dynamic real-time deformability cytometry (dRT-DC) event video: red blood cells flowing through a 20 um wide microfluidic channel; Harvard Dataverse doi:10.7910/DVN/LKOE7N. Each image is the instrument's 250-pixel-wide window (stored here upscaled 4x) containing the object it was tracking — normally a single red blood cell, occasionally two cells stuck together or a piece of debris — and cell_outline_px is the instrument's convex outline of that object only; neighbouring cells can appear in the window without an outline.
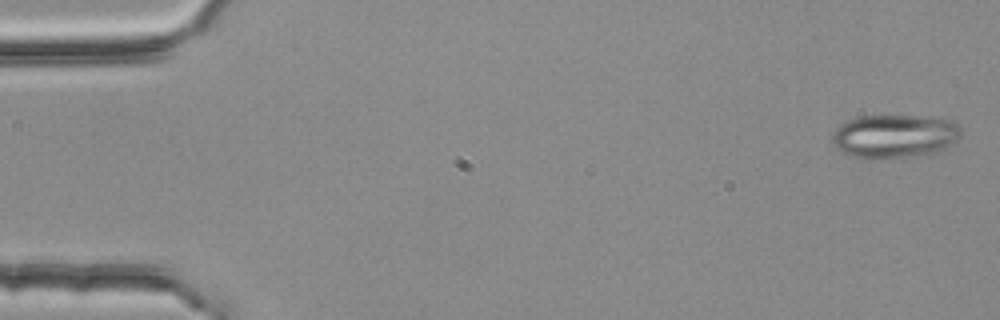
{"species": "common noctule bat (a hibernating species)", "species_latin": "Nyctalus noctula", "temperature_condition": "room temperature", "stored_images_in_passage": 3, "camera_frame_rate_fps": 3000, "um_per_image_px": 0.085, "animal": {"sex": "female", "body_mass_g": 25.1}, "frame": {"image": 1, "passage_image": 1, "time_ms": 0.0, "image_size_px": [1000, 320], "cell_outline_px": [[960, 136], [956, 140], [944, 148], [924, 156], [868, 160], [844, 152], [832, 140], [832, 132], [840, 124], [848, 120], [860, 116], [912, 116], [952, 120], [960, 124]], "centroid_in_image_um": [76.04, 11.59], "position_along_channel_um": 9.0, "area_um2": 32.66}}